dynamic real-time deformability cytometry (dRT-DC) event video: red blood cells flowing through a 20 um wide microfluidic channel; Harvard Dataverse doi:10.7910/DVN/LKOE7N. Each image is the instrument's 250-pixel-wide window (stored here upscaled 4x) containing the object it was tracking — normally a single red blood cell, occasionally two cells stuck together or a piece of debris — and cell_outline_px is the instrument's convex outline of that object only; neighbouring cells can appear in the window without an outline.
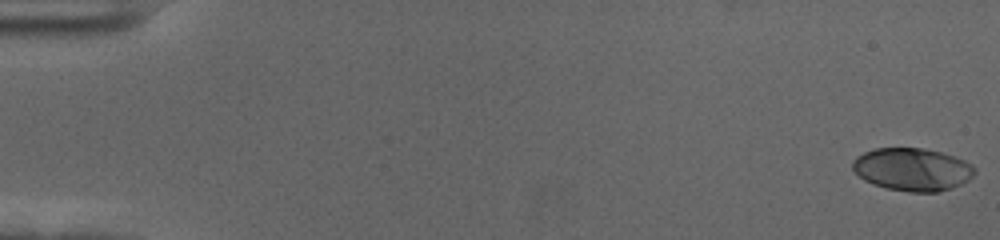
{"species": "human", "species_latin": "Homo sapiens", "temperature_condition": "cold", "stored_images_in_passage": 58, "camera_frame_rate_fps": 3000, "um_per_image_px": 0.085, "donor": {"sex": "female"}, "frame": {"image": 1, "passage_image": 1, "time_ms": 0.0, "image_size_px": [1000, 240], "cell_outline_px": [[976, 172], [968, 180], [952, 188], [936, 192], [908, 192], [884, 188], [872, 184], [864, 180], [852, 168], [852, 160], [856, 156], [864, 152], [876, 148], [924, 148], [956, 156], [972, 164], [976, 168]], "centroid_in_image_um": [77.55, 14.4], "position_along_channel_um": 7.4, "area_um2": 30.69}}
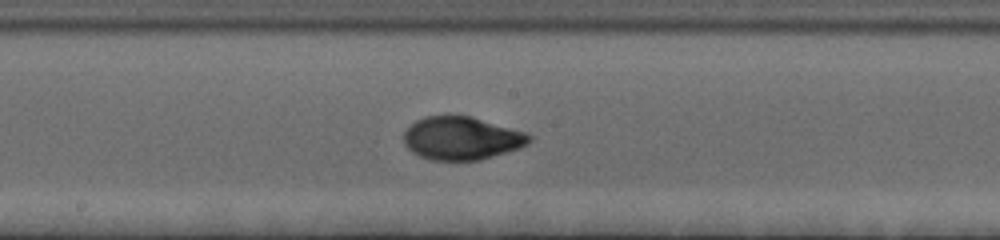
{"frame": {"image": 2, "passage_image": 32, "time_ms": 10.333, "image_size_px": [1000, 240], "cell_outline_px": [[532, 140], [528, 144], [520, 148], [480, 160], [432, 160], [420, 156], [412, 152], [404, 144], [404, 132], [416, 120], [424, 116], [472, 116], [528, 132], [532, 136]], "centroid_in_image_um": [39.28, 11.75], "position_along_channel_um": 208.9, "area_um2": 31.67}}
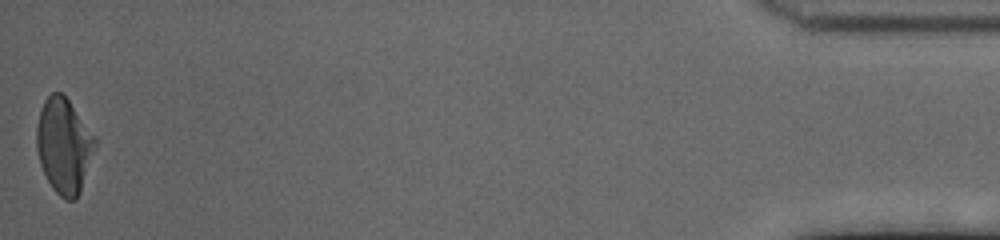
{"frame": {"image": 3, "passage_image": 58, "time_ms": 19.0, "image_size_px": [1000, 240], "cell_outline_px": [[96, 144], [80, 192], [72, 200], [64, 200], [52, 188], [40, 164], [36, 148], [36, 124], [40, 108], [44, 100], [52, 92], [60, 92], [68, 100], [96, 136]], "centroid_in_image_um": [5.41, 12.36], "position_along_channel_um": 429.8, "area_um2": 32.25}, "authors_computed_cell_mechanics": {"area_um2": 31.0386, "velocity_mm_per_s": 3.5551, "shape_relaxation_time_tau1_ms": 3.4749, "shape_relaxation_time_tau2_ms": 1.226, "deformation_change_tau1": 0.1935, "deformation_change_tau2": 0.0472}}